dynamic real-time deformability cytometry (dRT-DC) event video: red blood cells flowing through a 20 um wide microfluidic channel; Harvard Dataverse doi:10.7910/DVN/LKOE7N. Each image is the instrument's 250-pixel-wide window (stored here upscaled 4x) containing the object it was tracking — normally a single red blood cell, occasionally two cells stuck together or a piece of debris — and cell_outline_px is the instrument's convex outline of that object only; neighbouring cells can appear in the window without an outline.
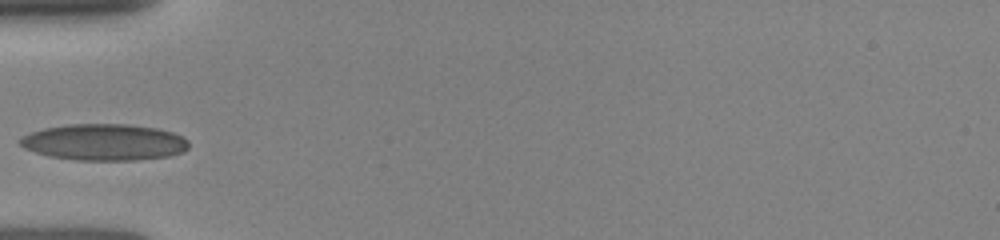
{"species": "human", "species_latin": "Homo sapiens", "temperature_condition": "room temperature", "stored_images_in_passage": 2, "camera_frame_rate_fps": 3000, "um_per_image_px": 0.085, "donor": {"sex": "female"}, "frame": {"image": 1, "passage_image": 1, "time_ms": 0.0, "image_size_px": [1000, 240], "cell_outline_px": [[188, 148], [184, 152], [168, 156], [136, 160], [76, 160], [48, 156], [24, 148], [20, 144], [20, 140], [24, 136], [32, 132], [44, 128], [72, 124], [124, 124], [156, 128], [172, 132], [188, 140]], "centroid_in_image_um": [8.88, 12.09], "position_along_channel_um": 76.1, "area_um2": 35.6}}
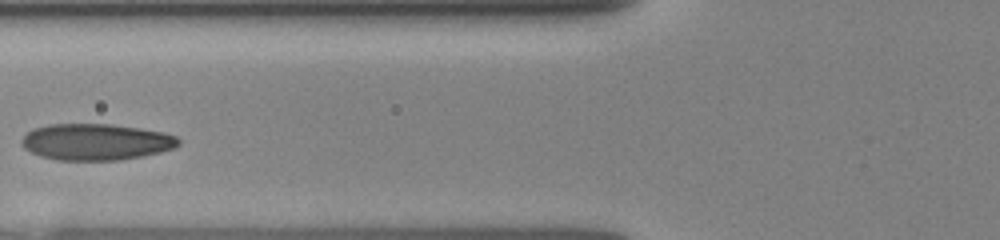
{"frame": {"image": 2, "passage_image": 2, "time_ms": 1.0, "image_size_px": [1000, 240], "cell_outline_px": [[180, 144], [172, 148], [160, 152], [120, 160], [56, 160], [40, 156], [24, 148], [20, 144], [20, 140], [32, 128], [48, 124], [112, 124], [140, 128], [164, 132], [176, 136], [180, 140]], "centroid_in_image_um": [8.13, 12.05], "position_along_channel_um": 117.7, "area_um2": 33.41}}